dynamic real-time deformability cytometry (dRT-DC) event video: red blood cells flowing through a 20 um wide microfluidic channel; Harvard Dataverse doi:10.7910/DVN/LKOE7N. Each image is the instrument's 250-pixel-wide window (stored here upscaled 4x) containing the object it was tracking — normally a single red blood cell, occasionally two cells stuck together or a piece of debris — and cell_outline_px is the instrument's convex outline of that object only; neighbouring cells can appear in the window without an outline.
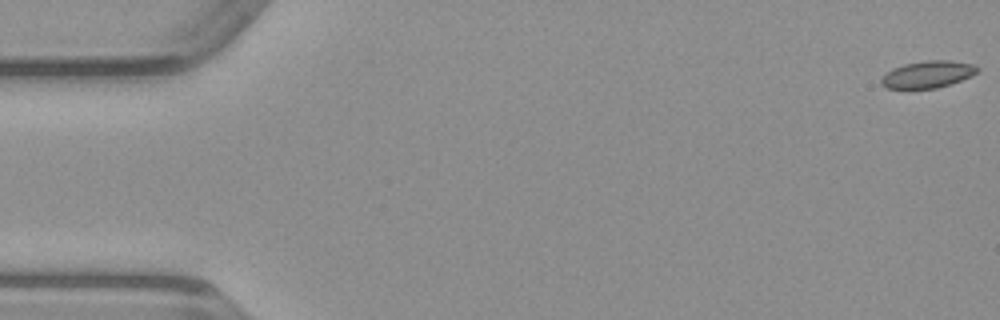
{"species": "common noctule bat (a hibernating species)", "species_latin": "Nyctalus noctula", "temperature_condition": "warm", "stored_images_in_passage": 50, "camera_frame_rate_fps": 3000, "um_per_image_px": 0.085, "animal": {"sex": "male", "body_mass_g": 23.1, "forearm_length_mm": 52.7}, "frame": {"image": 1, "passage_image": 1, "time_ms": 0.0, "image_size_px": [1000, 320], "cell_outline_px": [[980, 68], [972, 76], [936, 88], [884, 88], [880, 84], [880, 80], [892, 68], [904, 64], [928, 60], [948, 60], [976, 64]], "centroid_in_image_um": [78.87, 6.31], "position_along_channel_um": 6.1, "area_um2": 15.03}}
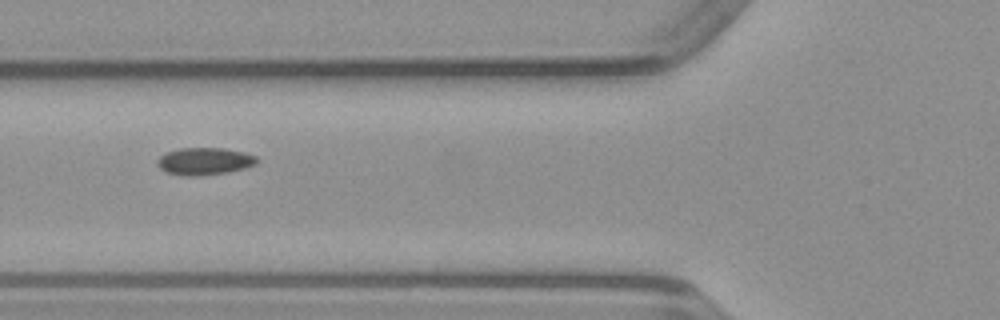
{"frame": {"image": 2, "passage_image": 19, "time_ms": 6.0, "image_size_px": [1000, 320], "cell_outline_px": [[260, 160], [256, 164], [244, 168], [228, 172], [200, 176], [180, 176], [168, 172], [160, 168], [156, 164], [156, 160], [160, 156], [168, 152], [180, 148], [224, 148], [244, 152], [256, 156]], "centroid_in_image_um": [17.39, 13.71], "position_along_channel_um": 108.4, "area_um2": 15.95}}
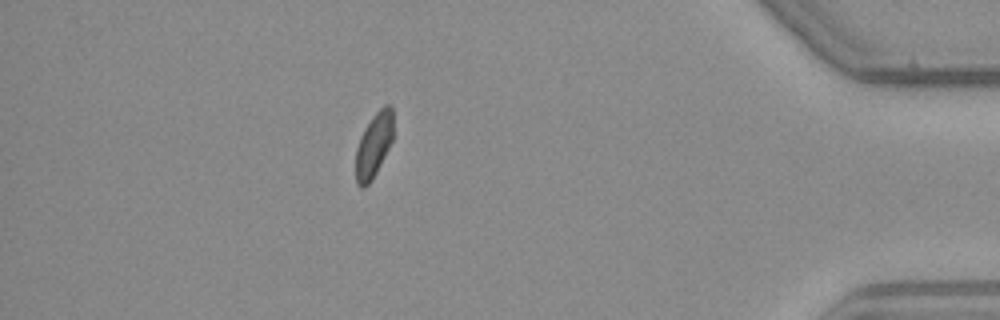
{"frame": {"image": 3, "passage_image": 44, "time_ms": 14.333, "image_size_px": [1000, 320], "cell_outline_px": [[392, 140], [372, 180], [364, 188], [360, 188], [356, 184], [356, 148], [360, 136], [372, 116], [384, 104], [388, 104], [392, 108]], "centroid_in_image_um": [31.75, 12.35], "position_along_channel_um": 403.5, "area_um2": 13.93}}